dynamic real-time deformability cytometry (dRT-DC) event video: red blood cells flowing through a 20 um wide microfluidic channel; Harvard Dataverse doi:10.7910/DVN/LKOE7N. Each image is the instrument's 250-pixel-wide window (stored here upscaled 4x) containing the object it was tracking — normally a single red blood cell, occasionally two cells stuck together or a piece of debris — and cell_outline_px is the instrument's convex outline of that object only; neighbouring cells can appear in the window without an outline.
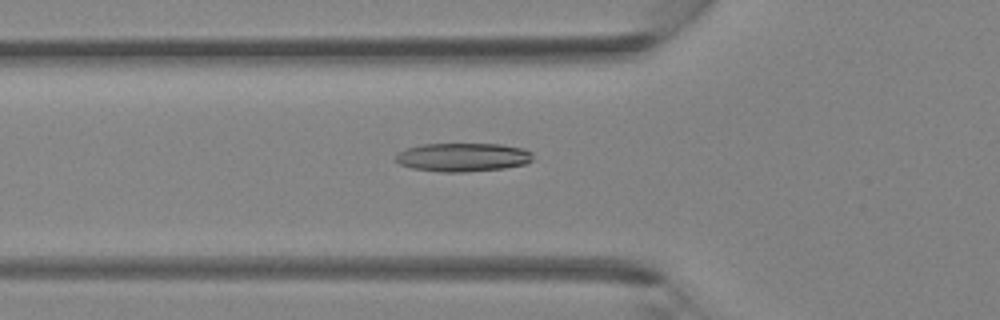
{"species": "Egyptian fruit bat (a non-hibernating species)", "species_latin": "Rousettus aegyptiacus", "temperature_condition": "room temperature", "stored_images_in_passage": 4, "camera_frame_rate_fps": 3000, "um_per_image_px": 0.085, "animal": {"sex": "female"}, "frame": {"image": 1, "passage_image": 4, "time_ms": 1.0, "image_size_px": [1000, 320], "cell_outline_px": [[532, 160], [524, 164], [504, 168], [464, 172], [440, 172], [412, 168], [400, 164], [396, 160], [396, 152], [408, 148], [424, 144], [500, 144], [524, 148], [532, 152]], "centroid_in_image_um": [39.34, 13.36], "position_along_channel_um": 86.5, "area_um2": 22.83}}